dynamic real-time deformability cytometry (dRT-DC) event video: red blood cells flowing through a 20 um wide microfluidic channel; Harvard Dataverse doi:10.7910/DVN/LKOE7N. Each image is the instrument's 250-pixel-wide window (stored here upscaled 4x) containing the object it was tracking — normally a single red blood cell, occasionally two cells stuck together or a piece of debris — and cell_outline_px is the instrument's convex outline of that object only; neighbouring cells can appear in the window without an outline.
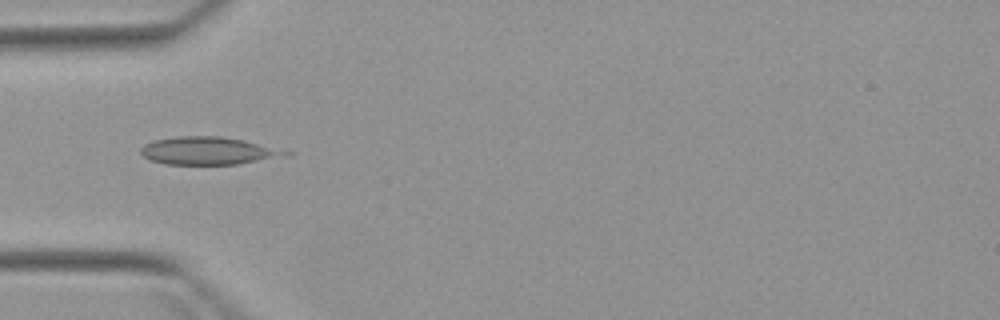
{"species": "Egyptian fruit bat (a non-hibernating species)", "species_latin": "Rousettus aegyptiacus", "temperature_condition": "warm", "stored_images_in_passage": 2, "camera_frame_rate_fps": 3000, "um_per_image_px": 0.085, "animal": {"sex": "female"}, "frame": {"image": 1, "passage_image": 1, "time_ms": 0.0, "image_size_px": [1000, 320], "cell_outline_px": [[296, 152], [292, 156], [236, 164], [164, 164], [148, 160], [140, 152], [140, 148], [144, 144], [156, 140], [176, 136], [220, 136], [240, 140]], "centroid_in_image_um": [17.74, 12.83], "position_along_channel_um": 67.3, "area_um2": 23.52}}
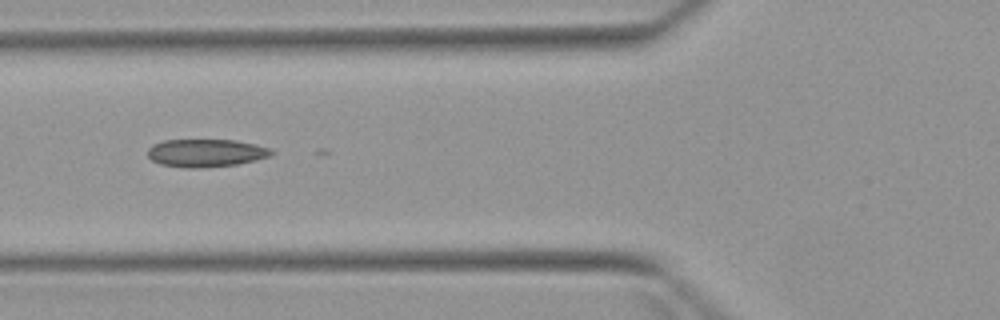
{"frame": {"image": 2, "passage_image": 2, "time_ms": 1.0, "image_size_px": [1000, 320], "cell_outline_px": [[276, 152], [268, 156], [256, 160], [236, 164], [200, 168], [188, 168], [160, 164], [152, 160], [148, 156], [148, 148], [152, 144], [164, 140], [236, 140], [256, 144], [272, 148]], "centroid_in_image_um": [17.52, 12.99], "position_along_channel_um": 108.3, "area_um2": 20.17}}